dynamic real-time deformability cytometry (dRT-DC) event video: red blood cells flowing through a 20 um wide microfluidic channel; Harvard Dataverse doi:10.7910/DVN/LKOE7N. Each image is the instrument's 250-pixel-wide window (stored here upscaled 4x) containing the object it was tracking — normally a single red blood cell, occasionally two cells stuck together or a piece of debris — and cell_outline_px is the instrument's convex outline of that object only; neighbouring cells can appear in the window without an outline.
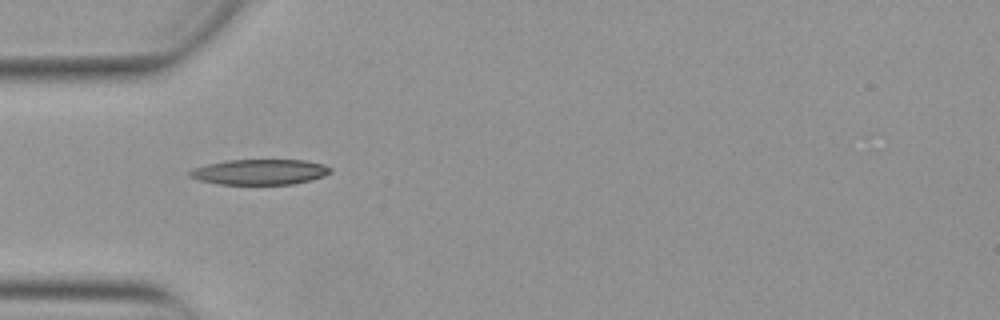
{"species": "Egyptian fruit bat (a non-hibernating species)", "species_latin": "Rousettus aegyptiacus", "temperature_condition": "warm", "stored_images_in_passage": 37, "camera_frame_rate_fps": 3000, "um_per_image_px": 0.085, "animal": {"sex": "female"}, "frame": {"image": 1, "passage_image": 1, "time_ms": 0.0, "image_size_px": [1000, 320], "cell_outline_px": [[332, 172], [324, 176], [292, 184], [220, 184], [200, 180], [188, 176], [188, 172], [192, 168], [208, 164], [228, 160], [304, 160], [324, 164], [332, 168]], "centroid_in_image_um": [22.09, 14.61], "position_along_channel_um": 62.9, "area_um2": 20.75}}
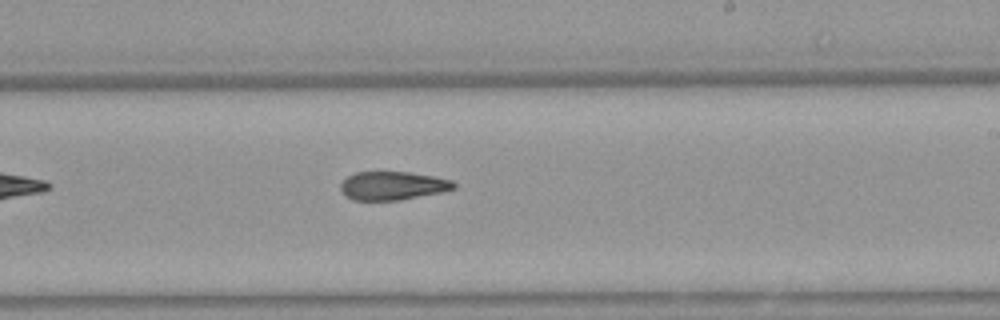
{"frame": {"image": 2, "passage_image": 16, "time_ms": 5.0, "image_size_px": [1000, 320], "cell_outline_px": [[456, 188], [444, 192], [400, 200], [352, 200], [340, 188], [340, 184], [348, 176], [356, 172], [408, 172], [432, 176], [452, 180], [456, 184]], "centroid_in_image_um": [33.42, 15.79], "position_along_channel_um": 255.6, "area_um2": 18.73}}
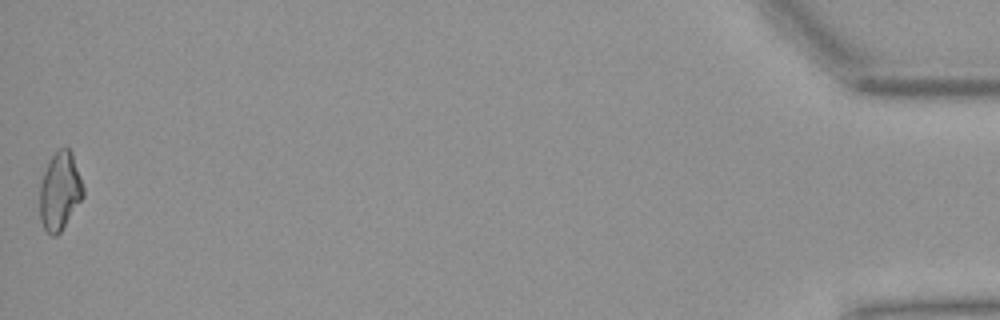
{"frame": {"image": 3, "passage_image": 37, "time_ms": 12.0, "image_size_px": [1000, 320], "cell_outline_px": [[84, 196], [60, 232], [56, 236], [52, 236], [44, 228], [40, 220], [40, 184], [48, 160], [56, 148], [68, 148], [72, 152], [84, 188]], "centroid_in_image_um": [5.08, 16.22], "position_along_channel_um": 430.1, "area_um2": 19.83}, "authors_computed_cell_mechanics": {"area_um2": 19.7676, "velocity_mm_per_s": 3.8969, "shape_relaxation_time_tau1_ms": null, "shape_relaxation_time_tau2_ms": 3.535, "deformation_change_tau1": null, "deformation_change_tau2": 0.1243}}